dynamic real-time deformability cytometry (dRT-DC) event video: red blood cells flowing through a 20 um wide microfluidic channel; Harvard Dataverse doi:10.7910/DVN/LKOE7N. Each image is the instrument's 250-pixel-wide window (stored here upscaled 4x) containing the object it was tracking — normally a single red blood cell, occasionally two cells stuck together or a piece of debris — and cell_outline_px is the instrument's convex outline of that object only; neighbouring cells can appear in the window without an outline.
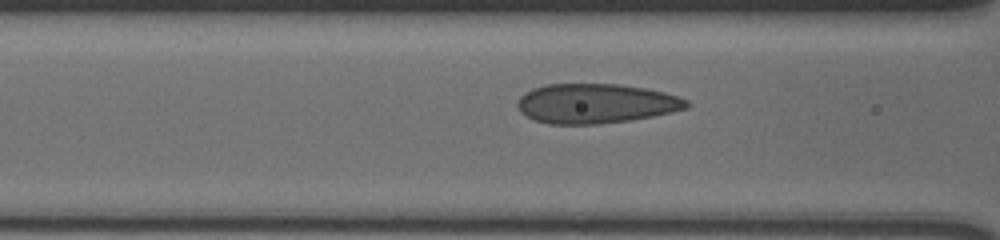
{"species": "human", "species_latin": "Homo sapiens", "temperature_condition": "cold", "stored_images_in_passage": 20, "camera_frame_rate_fps": 3000, "um_per_image_px": 0.085, "donor": {"sex": "male"}, "frame": {"image": 1, "passage_image": 14, "time_ms": 4.333, "image_size_px": [1000, 240], "cell_outline_px": [[692, 104], [688, 108], [652, 116], [628, 120], [600, 124], [548, 124], [536, 120], [520, 112], [516, 104], [520, 96], [524, 92], [532, 88], [544, 84], [620, 84], [644, 88], [664, 92], [688, 100]], "centroid_in_image_um": [50.62, 8.79], "position_along_channel_um": 116.0, "area_um2": 39.13}}
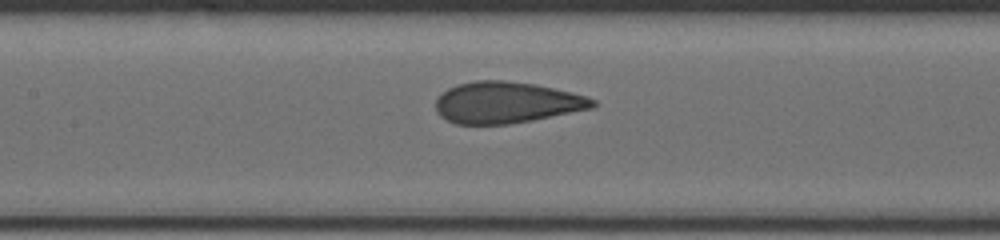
{"frame": {"image": 2, "passage_image": 18, "time_ms": 5.667, "image_size_px": [1000, 240], "cell_outline_px": [[596, 104], [592, 108], [532, 120], [508, 124], [456, 124], [440, 116], [436, 112], [436, 100], [440, 92], [456, 84], [476, 80], [504, 80], [536, 84], [572, 92], [596, 100]], "centroid_in_image_um": [43.01, 8.7], "position_along_channel_um": 164.4, "area_um2": 37.92}}